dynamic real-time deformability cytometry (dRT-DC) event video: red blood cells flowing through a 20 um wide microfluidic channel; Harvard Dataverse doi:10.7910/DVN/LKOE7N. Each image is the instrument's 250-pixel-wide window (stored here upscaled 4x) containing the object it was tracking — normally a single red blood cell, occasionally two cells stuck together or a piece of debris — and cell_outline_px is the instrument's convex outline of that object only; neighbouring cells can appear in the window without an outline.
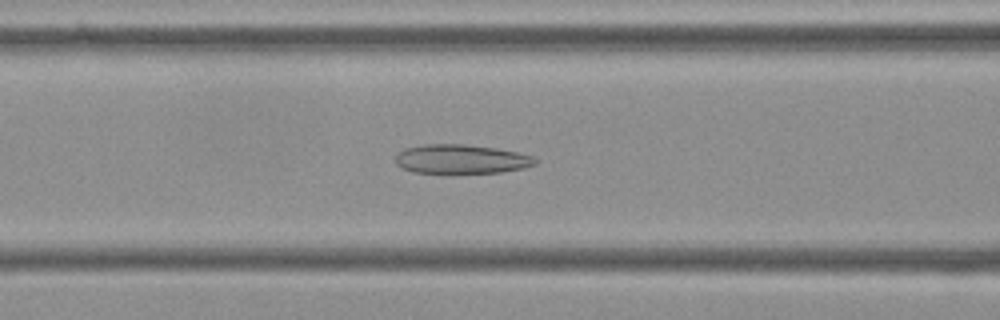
{"species": "Egyptian fruit bat (a non-hibernating species)", "species_latin": "Rousettus aegyptiacus", "temperature_condition": "cold", "stored_images_in_passage": 54, "camera_frame_rate_fps": 3000, "um_per_image_px": 0.085, "frame": {"image": 1, "passage_image": 21, "time_ms": 6.667, "image_size_px": [1000, 320], "cell_outline_px": [[536, 164], [524, 168], [500, 172], [412, 172], [400, 168], [396, 164], [396, 156], [404, 148], [424, 144], [464, 144], [496, 148], [516, 152], [532, 156], [536, 160]], "centroid_in_image_um": [39.17, 13.51], "position_along_channel_um": 127.4, "area_um2": 23.47}}
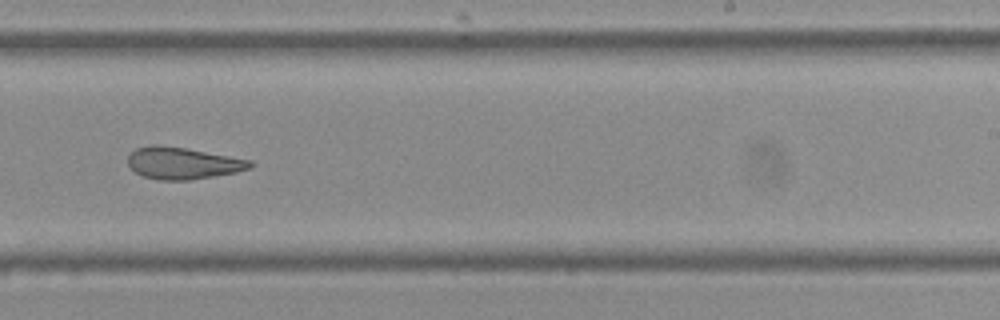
{"frame": {"image": 2, "passage_image": 33, "time_ms": 10.667, "image_size_px": [1000, 320], "cell_outline_px": [[256, 164], [252, 168], [236, 172], [188, 180], [160, 180], [144, 176], [136, 172], [128, 164], [128, 156], [136, 148], [148, 144], [156, 144], [184, 148], [252, 160]], "centroid_in_image_um": [15.55, 13.86], "position_along_channel_um": 273.4, "area_um2": 22.6}}
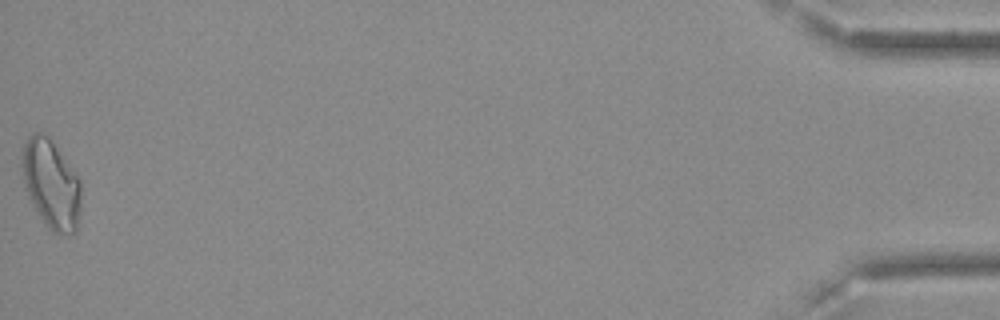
{"frame": {"image": 3, "passage_image": 54, "time_ms": 17.667, "image_size_px": [1000, 320], "cell_outline_px": [[80, 212], [76, 232], [72, 236], [68, 236], [52, 232], [48, 228], [36, 212], [24, 188], [24, 144], [32, 132], [40, 132], [48, 136], [80, 180]], "centroid_in_image_um": [4.37, 15.73], "position_along_channel_um": 430.8, "area_um2": 30.23}, "authors_computed_cell_mechanics": {"area_um2": 24.8829, "velocity_mm_per_s": 3.6608, "shape_relaxation_time_tau1_ms": null, "shape_relaxation_time_tau2_ms": 3.7557, "deformation_change_tau1": null, "deformation_change_tau2": 0.1241}}